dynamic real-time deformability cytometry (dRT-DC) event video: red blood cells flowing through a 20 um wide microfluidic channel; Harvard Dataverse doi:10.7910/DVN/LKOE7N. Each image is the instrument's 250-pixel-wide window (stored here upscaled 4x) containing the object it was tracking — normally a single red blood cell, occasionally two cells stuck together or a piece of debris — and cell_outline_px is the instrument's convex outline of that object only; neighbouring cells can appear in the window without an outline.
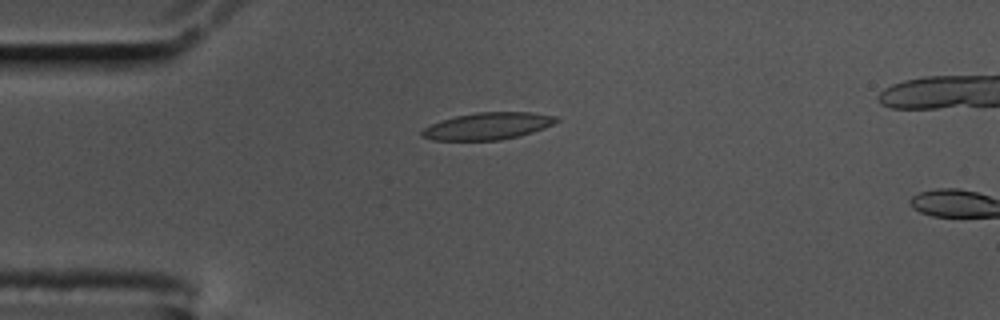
{"species": "common noctule bat (a hibernating species)", "species_latin": "Nyctalus noctula", "temperature_condition": "cold", "stored_images_in_passage": 3, "camera_frame_rate_fps": 3000, "um_per_image_px": 0.085, "animal": {"sex": "male", "body_mass_g": 17.5, "forearm_length_mm": 52.3}, "frame": {"image": 1, "passage_image": 1, "time_ms": 0.0, "image_size_px": [1000, 320], "cell_outline_px": [[560, 120], [544, 128], [532, 132], [500, 140], [432, 140], [420, 136], [420, 132], [424, 128], [440, 120], [456, 116], [476, 112], [532, 112], [556, 116]], "centroid_in_image_um": [41.44, 10.71], "position_along_channel_um": 43.6, "area_um2": 21.1}}